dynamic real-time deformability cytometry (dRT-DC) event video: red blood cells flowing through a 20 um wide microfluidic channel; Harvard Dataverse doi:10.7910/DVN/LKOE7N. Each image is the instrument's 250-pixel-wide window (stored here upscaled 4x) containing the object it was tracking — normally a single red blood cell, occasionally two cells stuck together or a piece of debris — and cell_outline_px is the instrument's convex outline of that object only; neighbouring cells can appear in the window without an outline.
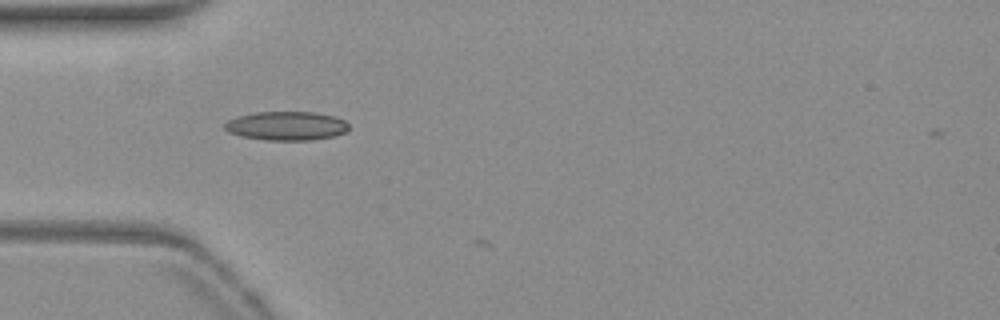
{"species": "common noctule bat (a hibernating species)", "species_latin": "Nyctalus noctula", "temperature_condition": "warm", "stored_images_in_passage": 5, "camera_frame_rate_fps": 3000, "um_per_image_px": 0.085, "animal": {"sex": "female", "body_mass_g": 19.3, "forearm_length_mm": 54.1}, "frame": {"image": 1, "passage_image": 4, "time_ms": 1.0, "image_size_px": [1000, 320], "cell_outline_px": [[348, 128], [344, 132], [332, 136], [312, 140], [268, 140], [240, 136], [228, 132], [224, 128], [224, 124], [228, 120], [236, 116], [256, 112], [316, 112], [336, 116], [344, 120], [348, 124]], "centroid_in_image_um": [24.32, 10.69], "position_along_channel_um": 60.7, "area_um2": 20.92}}